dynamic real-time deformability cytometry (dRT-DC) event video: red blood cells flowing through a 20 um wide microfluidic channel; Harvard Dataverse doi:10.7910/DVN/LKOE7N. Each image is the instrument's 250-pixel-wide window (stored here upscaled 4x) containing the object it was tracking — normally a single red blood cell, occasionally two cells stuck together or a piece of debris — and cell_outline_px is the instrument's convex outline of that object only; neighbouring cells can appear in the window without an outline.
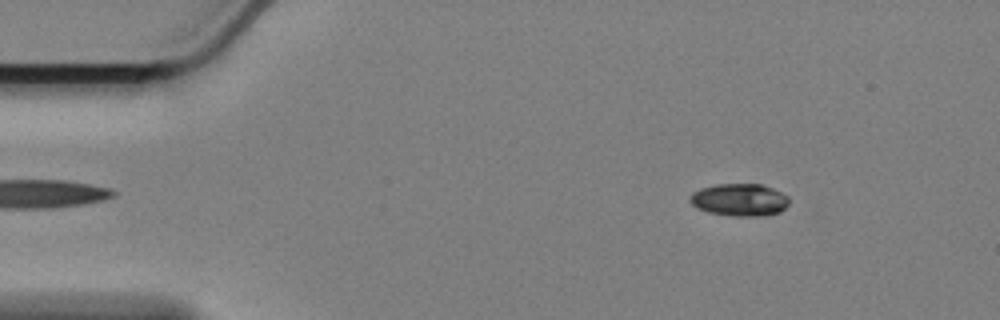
{"species": "Egyptian fruit bat (a non-hibernating species)", "species_latin": "Rousettus aegyptiacus", "temperature_condition": "cold", "stored_images_in_passage": 55, "camera_frame_rate_fps": 3000, "um_per_image_px": 0.085, "animal": {"sex": "female"}, "frame": {"image": 1, "passage_image": 4, "time_ms": 1.0, "image_size_px": [1000, 320], "cell_outline_px": [[788, 204], [780, 212], [764, 216], [732, 216], [708, 212], [696, 208], [688, 200], [688, 196], [692, 192], [700, 188], [716, 184], [760, 184], [772, 188], [788, 196]], "centroid_in_image_um": [62.82, 16.99], "position_along_channel_um": 22.2, "area_um2": 18.9}}
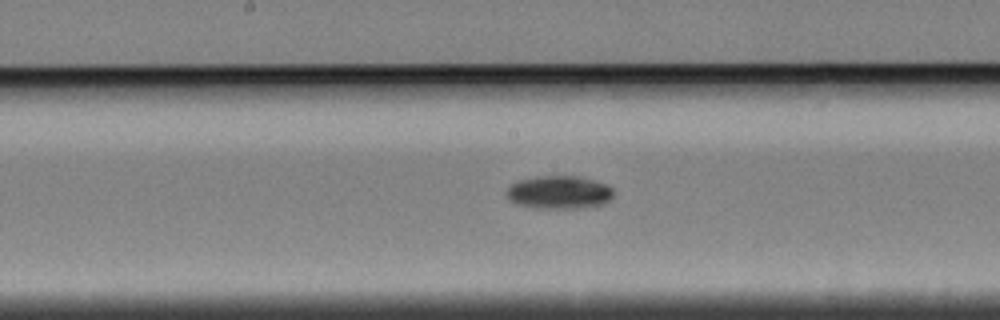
{"frame": {"image": 2, "passage_image": 26, "time_ms": 8.333, "image_size_px": [1000, 320], "cell_outline_px": [[616, 192], [612, 200], [604, 204], [584, 208], [532, 208], [516, 204], [508, 200], [508, 188], [512, 184], [520, 180], [544, 176], [576, 176], [608, 184]], "centroid_in_image_um": [47.6, 16.37], "position_along_channel_um": 200.6, "area_um2": 20.81}}
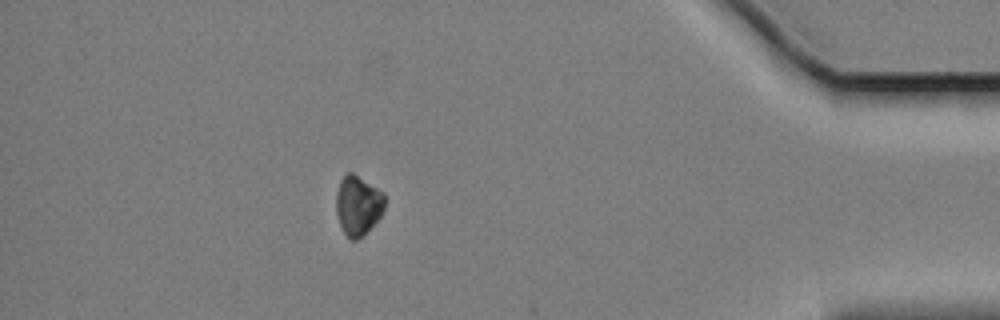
{"frame": {"image": 3, "passage_image": 48, "time_ms": 15.667, "image_size_px": [1000, 320], "cell_outline_px": [[384, 208], [380, 216], [364, 236], [356, 240], [348, 240], [340, 224], [336, 212], [336, 196], [340, 180], [348, 172], [352, 172], [384, 192]], "centroid_in_image_um": [30.42, 17.47], "position_along_channel_um": 404.8, "area_um2": 16.94}, "authors_computed_cell_mechanics": {"area_um2": 19.2474, "velocity_mm_per_s": 3.4045, "shape_relaxation_time_tau1_ms": 2.9638, "shape_relaxation_time_tau2_ms": null, "deformation_change_tau1": 0.0796, "deformation_change_tau2": null}}